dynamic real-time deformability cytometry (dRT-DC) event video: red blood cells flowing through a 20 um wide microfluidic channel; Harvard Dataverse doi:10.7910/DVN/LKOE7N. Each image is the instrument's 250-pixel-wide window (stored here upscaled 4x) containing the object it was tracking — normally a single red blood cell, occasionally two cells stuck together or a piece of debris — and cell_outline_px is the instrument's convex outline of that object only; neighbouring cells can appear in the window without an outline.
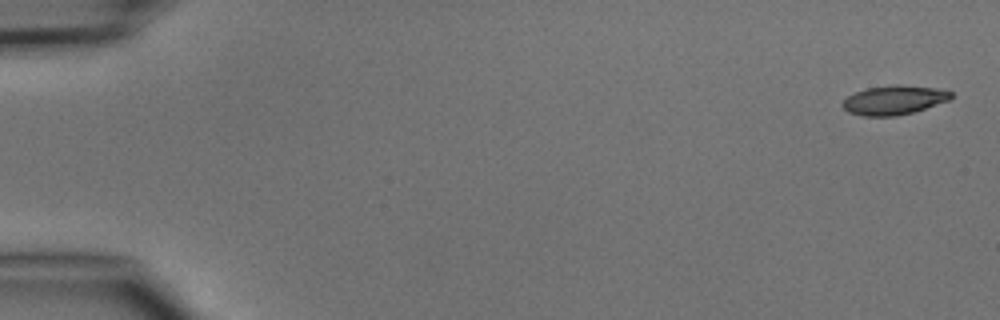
{"species": "common noctule bat (a hibernating species)", "species_latin": "Nyctalus noctula", "temperature_condition": "cold", "stored_images_in_passage": 4, "camera_frame_rate_fps": 3000, "um_per_image_px": 0.085, "animal": {"sex": "male", "body_mass_g": 15.6}, "frame": {"image": 1, "passage_image": 1, "time_ms": 0.0, "image_size_px": [1000, 320], "cell_outline_px": [[952, 96], [948, 100], [912, 112], [896, 116], [864, 116], [848, 112], [840, 104], [848, 96], [856, 92], [868, 88], [892, 84], [900, 84], [936, 88], [952, 92]], "centroid_in_image_um": [75.96, 8.5], "position_along_channel_um": 9.0, "area_um2": 18.26}}
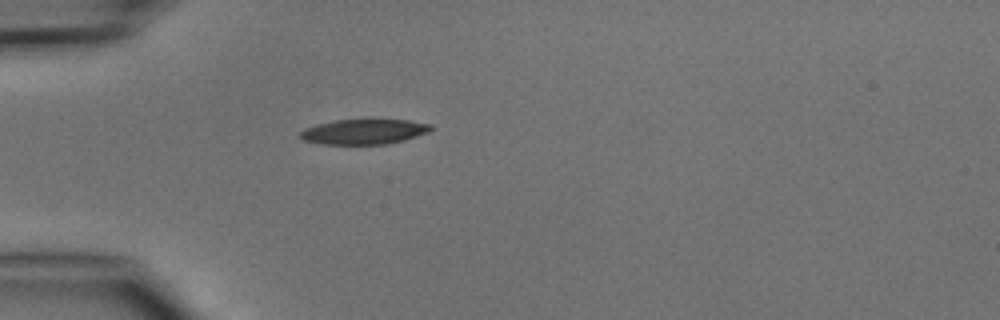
{"frame": {"image": 2, "passage_image": 4, "time_ms": 4.333, "image_size_px": [1000, 320], "cell_outline_px": [[432, 128], [428, 132], [404, 140], [388, 144], [324, 144], [304, 140], [300, 136], [300, 132], [304, 128], [316, 124], [336, 120], [368, 116], [372, 116], [408, 120], [432, 124]], "centroid_in_image_um": [30.97, 11.13], "position_along_channel_um": 54.0, "area_um2": 20.06}}